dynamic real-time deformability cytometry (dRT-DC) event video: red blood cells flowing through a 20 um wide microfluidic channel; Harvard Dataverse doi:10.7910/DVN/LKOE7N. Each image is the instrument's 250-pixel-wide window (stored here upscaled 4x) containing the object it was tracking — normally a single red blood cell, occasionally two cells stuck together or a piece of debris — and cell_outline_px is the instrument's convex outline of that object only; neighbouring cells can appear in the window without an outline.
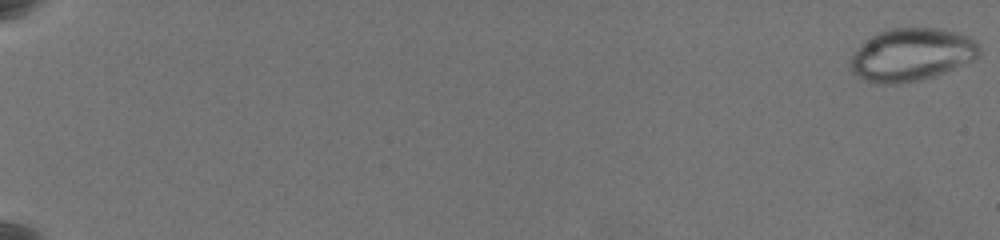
{"species": "common noctule bat (a hibernating species)", "species_latin": "Nyctalus noctula", "temperature_condition": "warm", "stored_images_in_passage": 63, "camera_frame_rate_fps": 3000, "um_per_image_px": 0.085, "animal": {"sex": "female", "body_mass_g": 19.5, "forearm_length_mm": 54.1}, "frame": {"image": 1, "passage_image": 1, "time_ms": 0.0, "image_size_px": [1000, 240], "cell_outline_px": [[980, 52], [972, 60], [944, 72], [932, 76], [916, 80], [896, 84], [880, 84], [856, 76], [848, 68], [848, 60], [872, 36], [880, 32], [892, 28], [940, 28], [956, 32], [968, 36], [976, 40], [980, 48]], "centroid_in_image_um": [77.48, 4.64], "position_along_channel_um": 7.5, "area_um2": 39.13}}
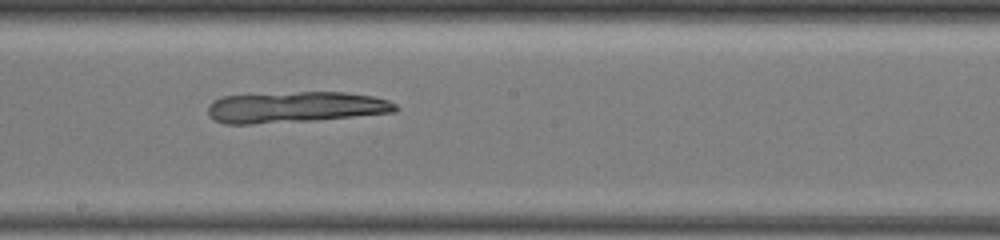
{"frame": {"image": 2, "passage_image": 39, "time_ms": 12.667, "image_size_px": [1000, 240], "cell_outline_px": [[400, 108], [396, 112], [312, 120], [252, 124], [224, 124], [208, 116], [208, 104], [212, 100], [224, 96], [296, 92], [344, 92], [372, 96], [388, 100], [396, 104]], "centroid_in_image_um": [25.09, 9.11], "position_along_channel_um": 223.1, "area_um2": 33.87}}
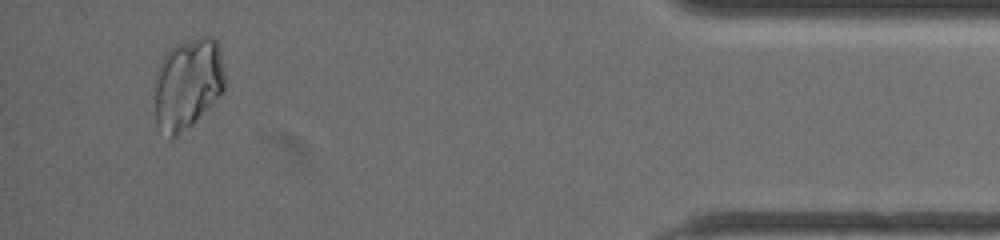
{"frame": {"image": 3, "passage_image": 60, "time_ms": 19.667, "image_size_px": [1000, 240], "cell_outline_px": [[228, 84], [224, 92], [176, 140], [168, 140], [156, 124], [156, 76], [160, 64], [168, 48], [176, 44], [200, 36], [212, 36], [216, 40], [220, 52], [228, 80]], "centroid_in_image_um": [16.0, 7.15], "position_along_channel_um": 419.2, "area_um2": 38.09}}